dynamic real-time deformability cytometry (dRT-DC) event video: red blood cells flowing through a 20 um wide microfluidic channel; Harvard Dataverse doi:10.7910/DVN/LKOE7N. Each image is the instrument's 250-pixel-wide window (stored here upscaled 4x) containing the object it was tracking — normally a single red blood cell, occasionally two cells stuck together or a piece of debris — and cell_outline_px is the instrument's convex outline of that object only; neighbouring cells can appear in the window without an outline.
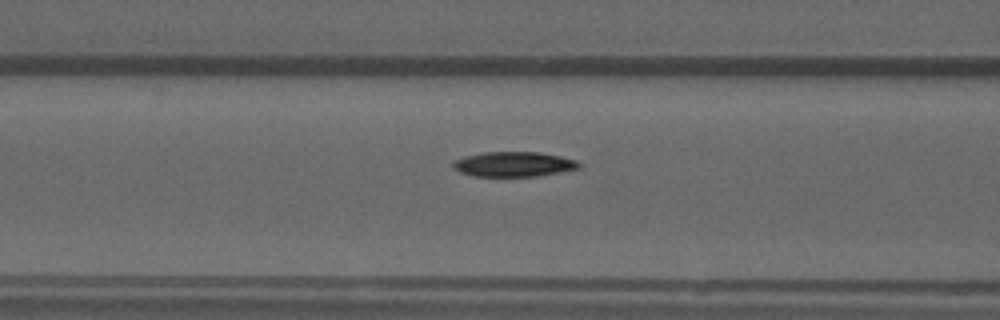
{"species": "common noctule bat (a hibernating species)", "species_latin": "Nyctalus noctula", "temperature_condition": "warm", "stored_images_in_passage": 51, "camera_frame_rate_fps": 3000, "um_per_image_px": 0.085, "animal": {"sex": "male", "forearm_length_mm": 52.5}, "frame": {"image": 1, "passage_image": 20, "time_ms": 6.333, "image_size_px": [1000, 320], "cell_outline_px": [[584, 164], [580, 168], [536, 176], [472, 176], [460, 172], [452, 168], [452, 164], [456, 160], [468, 156], [484, 152], [540, 152], [560, 156], [576, 160]], "centroid_in_image_um": [43.7, 13.96], "position_along_channel_um": 122.9, "area_um2": 18.21}}
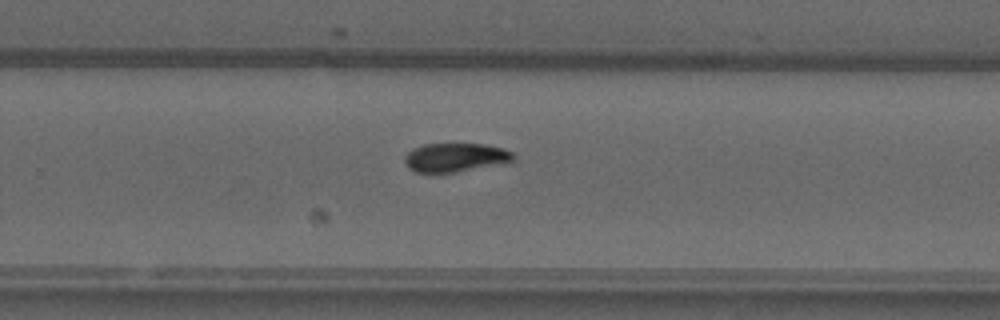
{"frame": {"image": 2, "passage_image": 33, "time_ms": 10.667, "image_size_px": [1000, 320], "cell_outline_px": [[516, 156], [512, 164], [456, 172], [416, 172], [408, 168], [404, 160], [404, 156], [408, 152], [424, 144], [484, 144], [504, 148], [512, 152]], "centroid_in_image_um": [38.82, 13.4], "position_along_channel_um": 291.0, "area_um2": 18.67}}
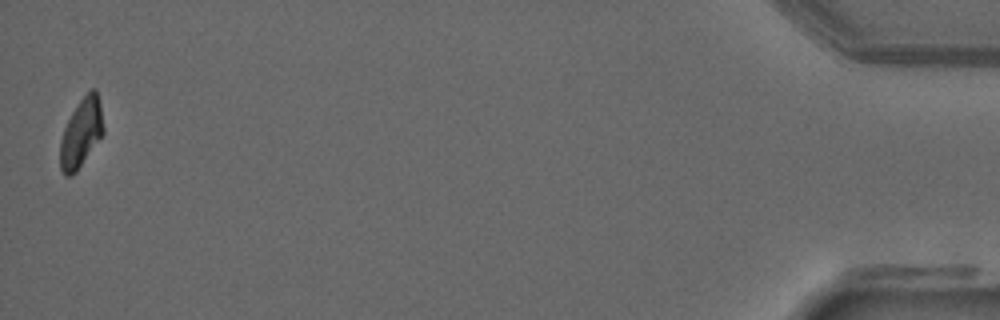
{"frame": {"image": 3, "passage_image": 51, "time_ms": 16.667, "image_size_px": [1000, 320], "cell_outline_px": [[104, 132], [76, 172], [72, 176], [64, 176], [60, 168], [60, 140], [64, 128], [72, 112], [80, 100], [92, 88], [96, 88], [100, 104], [104, 128]], "centroid_in_image_um": [6.89, 11.32], "position_along_channel_um": 428.3, "area_um2": 17.17}, "authors_computed_cell_mechanics": {"area_um2": 18.6694, "velocity_mm_per_s": 3.8908, "shape_relaxation_time_tau1_ms": 6.0834, "shape_relaxation_time_tau2_ms": 6.9789, "deformation_change_tau1": 0.1893, "deformation_change_tau2": 0.0899}}